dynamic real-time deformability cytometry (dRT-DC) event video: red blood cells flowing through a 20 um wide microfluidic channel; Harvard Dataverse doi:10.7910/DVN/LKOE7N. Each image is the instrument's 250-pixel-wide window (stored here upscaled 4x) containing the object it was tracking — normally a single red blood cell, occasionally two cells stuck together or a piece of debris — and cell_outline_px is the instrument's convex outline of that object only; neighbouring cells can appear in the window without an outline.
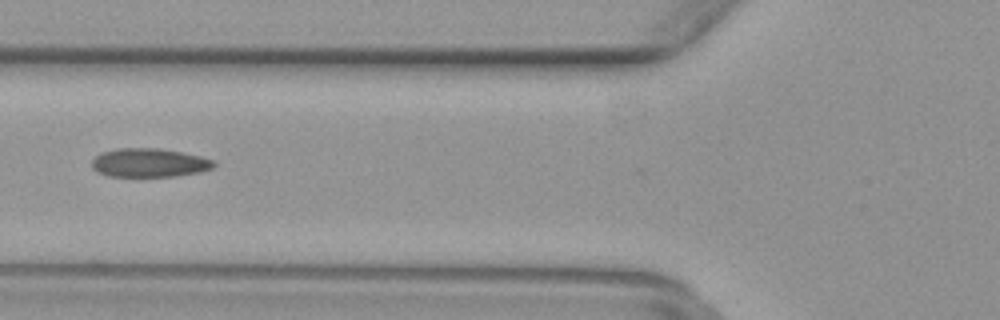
{"species": "common noctule bat (a hibernating species)", "species_latin": "Nyctalus noctula", "temperature_condition": "warm", "stored_images_in_passage": 25, "camera_frame_rate_fps": 3000, "um_per_image_px": 0.085, "animal": {"sex": "female", "body_mass_g": 29.2, "forearm_length_mm": 56.3}, "frame": {"image": 1, "passage_image": 8, "time_ms": 2.333, "image_size_px": [1000, 320], "cell_outline_px": [[216, 164], [212, 168], [200, 172], [176, 176], [108, 176], [96, 172], [92, 168], [92, 160], [96, 156], [104, 152], [116, 148], [160, 148], [200, 156], [212, 160]], "centroid_in_image_um": [12.67, 13.83], "position_along_channel_um": 113.1, "area_um2": 20.35}}